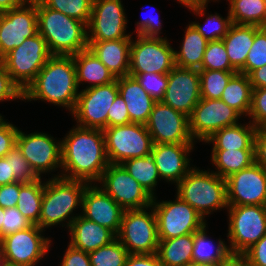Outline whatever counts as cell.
Segmentation results:
<instances>
[{
	"label": "cell",
	"instance_id": "obj_1",
	"mask_svg": "<svg viewBox=\"0 0 266 266\" xmlns=\"http://www.w3.org/2000/svg\"><path fill=\"white\" fill-rule=\"evenodd\" d=\"M109 161L102 129L73 126L61 139V177L97 183Z\"/></svg>",
	"mask_w": 266,
	"mask_h": 266
},
{
	"label": "cell",
	"instance_id": "obj_2",
	"mask_svg": "<svg viewBox=\"0 0 266 266\" xmlns=\"http://www.w3.org/2000/svg\"><path fill=\"white\" fill-rule=\"evenodd\" d=\"M79 91L73 56L52 55L23 92V101H46L71 114Z\"/></svg>",
	"mask_w": 266,
	"mask_h": 266
},
{
	"label": "cell",
	"instance_id": "obj_3",
	"mask_svg": "<svg viewBox=\"0 0 266 266\" xmlns=\"http://www.w3.org/2000/svg\"><path fill=\"white\" fill-rule=\"evenodd\" d=\"M44 180L46 181L37 226L45 231L58 225L69 230L73 220L81 214L75 213V209L80 208L82 211V198L89 183L62 177H48Z\"/></svg>",
	"mask_w": 266,
	"mask_h": 266
},
{
	"label": "cell",
	"instance_id": "obj_4",
	"mask_svg": "<svg viewBox=\"0 0 266 266\" xmlns=\"http://www.w3.org/2000/svg\"><path fill=\"white\" fill-rule=\"evenodd\" d=\"M38 33L46 41L51 55L73 56L88 48L87 24L37 0Z\"/></svg>",
	"mask_w": 266,
	"mask_h": 266
},
{
	"label": "cell",
	"instance_id": "obj_5",
	"mask_svg": "<svg viewBox=\"0 0 266 266\" xmlns=\"http://www.w3.org/2000/svg\"><path fill=\"white\" fill-rule=\"evenodd\" d=\"M176 194L189 203L205 221L218 210H227L226 179L208 170L194 168L176 185Z\"/></svg>",
	"mask_w": 266,
	"mask_h": 266
},
{
	"label": "cell",
	"instance_id": "obj_6",
	"mask_svg": "<svg viewBox=\"0 0 266 266\" xmlns=\"http://www.w3.org/2000/svg\"><path fill=\"white\" fill-rule=\"evenodd\" d=\"M50 54L46 41L38 33L7 53L0 62L22 92L35 80Z\"/></svg>",
	"mask_w": 266,
	"mask_h": 266
},
{
	"label": "cell",
	"instance_id": "obj_7",
	"mask_svg": "<svg viewBox=\"0 0 266 266\" xmlns=\"http://www.w3.org/2000/svg\"><path fill=\"white\" fill-rule=\"evenodd\" d=\"M227 241L231 253H244L266 234V206L228 205Z\"/></svg>",
	"mask_w": 266,
	"mask_h": 266
},
{
	"label": "cell",
	"instance_id": "obj_8",
	"mask_svg": "<svg viewBox=\"0 0 266 266\" xmlns=\"http://www.w3.org/2000/svg\"><path fill=\"white\" fill-rule=\"evenodd\" d=\"M116 236L129 254H155L159 236L152 205L141 209L125 210Z\"/></svg>",
	"mask_w": 266,
	"mask_h": 266
},
{
	"label": "cell",
	"instance_id": "obj_9",
	"mask_svg": "<svg viewBox=\"0 0 266 266\" xmlns=\"http://www.w3.org/2000/svg\"><path fill=\"white\" fill-rule=\"evenodd\" d=\"M131 41L129 74H168L175 67L174 48L167 37L137 35Z\"/></svg>",
	"mask_w": 266,
	"mask_h": 266
},
{
	"label": "cell",
	"instance_id": "obj_10",
	"mask_svg": "<svg viewBox=\"0 0 266 266\" xmlns=\"http://www.w3.org/2000/svg\"><path fill=\"white\" fill-rule=\"evenodd\" d=\"M105 150L109 163L151 155L153 142L144 124L130 123L103 129Z\"/></svg>",
	"mask_w": 266,
	"mask_h": 266
},
{
	"label": "cell",
	"instance_id": "obj_11",
	"mask_svg": "<svg viewBox=\"0 0 266 266\" xmlns=\"http://www.w3.org/2000/svg\"><path fill=\"white\" fill-rule=\"evenodd\" d=\"M172 200L153 198L152 207L156 215L159 239H170L195 233L202 229L207 221L177 194Z\"/></svg>",
	"mask_w": 266,
	"mask_h": 266
},
{
	"label": "cell",
	"instance_id": "obj_12",
	"mask_svg": "<svg viewBox=\"0 0 266 266\" xmlns=\"http://www.w3.org/2000/svg\"><path fill=\"white\" fill-rule=\"evenodd\" d=\"M32 224L24 230L1 238L2 259L10 265L38 266L52 247V238Z\"/></svg>",
	"mask_w": 266,
	"mask_h": 266
},
{
	"label": "cell",
	"instance_id": "obj_13",
	"mask_svg": "<svg viewBox=\"0 0 266 266\" xmlns=\"http://www.w3.org/2000/svg\"><path fill=\"white\" fill-rule=\"evenodd\" d=\"M16 145L40 178L51 172V178L61 177V139H55L48 132L28 134L19 129ZM58 170L57 174H53Z\"/></svg>",
	"mask_w": 266,
	"mask_h": 266
},
{
	"label": "cell",
	"instance_id": "obj_14",
	"mask_svg": "<svg viewBox=\"0 0 266 266\" xmlns=\"http://www.w3.org/2000/svg\"><path fill=\"white\" fill-rule=\"evenodd\" d=\"M83 88L71 113L75 123L85 128H107L109 109L119 94L117 79L106 85Z\"/></svg>",
	"mask_w": 266,
	"mask_h": 266
},
{
	"label": "cell",
	"instance_id": "obj_15",
	"mask_svg": "<svg viewBox=\"0 0 266 266\" xmlns=\"http://www.w3.org/2000/svg\"><path fill=\"white\" fill-rule=\"evenodd\" d=\"M38 34L37 0L0 13V60L11 50Z\"/></svg>",
	"mask_w": 266,
	"mask_h": 266
},
{
	"label": "cell",
	"instance_id": "obj_16",
	"mask_svg": "<svg viewBox=\"0 0 266 266\" xmlns=\"http://www.w3.org/2000/svg\"><path fill=\"white\" fill-rule=\"evenodd\" d=\"M243 118L221 99L201 98L189 117V131L196 142H204L216 131L235 125Z\"/></svg>",
	"mask_w": 266,
	"mask_h": 266
},
{
	"label": "cell",
	"instance_id": "obj_17",
	"mask_svg": "<svg viewBox=\"0 0 266 266\" xmlns=\"http://www.w3.org/2000/svg\"><path fill=\"white\" fill-rule=\"evenodd\" d=\"M97 183L124 210L141 209L152 205L153 197L121 164L109 163Z\"/></svg>",
	"mask_w": 266,
	"mask_h": 266
},
{
	"label": "cell",
	"instance_id": "obj_18",
	"mask_svg": "<svg viewBox=\"0 0 266 266\" xmlns=\"http://www.w3.org/2000/svg\"><path fill=\"white\" fill-rule=\"evenodd\" d=\"M153 144H196L189 131V117L156 101L145 124Z\"/></svg>",
	"mask_w": 266,
	"mask_h": 266
},
{
	"label": "cell",
	"instance_id": "obj_19",
	"mask_svg": "<svg viewBox=\"0 0 266 266\" xmlns=\"http://www.w3.org/2000/svg\"><path fill=\"white\" fill-rule=\"evenodd\" d=\"M122 0H93L87 25L88 40H119L132 38L127 33L128 19Z\"/></svg>",
	"mask_w": 266,
	"mask_h": 266
},
{
	"label": "cell",
	"instance_id": "obj_20",
	"mask_svg": "<svg viewBox=\"0 0 266 266\" xmlns=\"http://www.w3.org/2000/svg\"><path fill=\"white\" fill-rule=\"evenodd\" d=\"M228 205L266 206V169L253 163L226 178Z\"/></svg>",
	"mask_w": 266,
	"mask_h": 266
},
{
	"label": "cell",
	"instance_id": "obj_21",
	"mask_svg": "<svg viewBox=\"0 0 266 266\" xmlns=\"http://www.w3.org/2000/svg\"><path fill=\"white\" fill-rule=\"evenodd\" d=\"M201 99L199 70L175 66L168 73L163 103L190 117Z\"/></svg>",
	"mask_w": 266,
	"mask_h": 266
},
{
	"label": "cell",
	"instance_id": "obj_22",
	"mask_svg": "<svg viewBox=\"0 0 266 266\" xmlns=\"http://www.w3.org/2000/svg\"><path fill=\"white\" fill-rule=\"evenodd\" d=\"M124 211L97 183L87 185L82 198L83 217L112 230L117 235Z\"/></svg>",
	"mask_w": 266,
	"mask_h": 266
},
{
	"label": "cell",
	"instance_id": "obj_23",
	"mask_svg": "<svg viewBox=\"0 0 266 266\" xmlns=\"http://www.w3.org/2000/svg\"><path fill=\"white\" fill-rule=\"evenodd\" d=\"M195 144H153L151 156L162 181L175 186L194 168L190 153Z\"/></svg>",
	"mask_w": 266,
	"mask_h": 266
},
{
	"label": "cell",
	"instance_id": "obj_24",
	"mask_svg": "<svg viewBox=\"0 0 266 266\" xmlns=\"http://www.w3.org/2000/svg\"><path fill=\"white\" fill-rule=\"evenodd\" d=\"M68 232V243L87 253L108 245L117 238L112 230L86 219L81 214L73 220Z\"/></svg>",
	"mask_w": 266,
	"mask_h": 266
},
{
	"label": "cell",
	"instance_id": "obj_25",
	"mask_svg": "<svg viewBox=\"0 0 266 266\" xmlns=\"http://www.w3.org/2000/svg\"><path fill=\"white\" fill-rule=\"evenodd\" d=\"M132 38L119 40H88V48L109 69L115 78L129 74V56Z\"/></svg>",
	"mask_w": 266,
	"mask_h": 266
},
{
	"label": "cell",
	"instance_id": "obj_26",
	"mask_svg": "<svg viewBox=\"0 0 266 266\" xmlns=\"http://www.w3.org/2000/svg\"><path fill=\"white\" fill-rule=\"evenodd\" d=\"M119 94L127 105L131 123L146 124L155 100L130 75L116 78Z\"/></svg>",
	"mask_w": 266,
	"mask_h": 266
},
{
	"label": "cell",
	"instance_id": "obj_27",
	"mask_svg": "<svg viewBox=\"0 0 266 266\" xmlns=\"http://www.w3.org/2000/svg\"><path fill=\"white\" fill-rule=\"evenodd\" d=\"M76 69L78 88L84 84V89L94 86L106 85L116 80L109 69L89 49L82 50L73 55Z\"/></svg>",
	"mask_w": 266,
	"mask_h": 266
},
{
	"label": "cell",
	"instance_id": "obj_28",
	"mask_svg": "<svg viewBox=\"0 0 266 266\" xmlns=\"http://www.w3.org/2000/svg\"><path fill=\"white\" fill-rule=\"evenodd\" d=\"M257 127L248 123H237L216 131L204 143L212 144V150H254Z\"/></svg>",
	"mask_w": 266,
	"mask_h": 266
},
{
	"label": "cell",
	"instance_id": "obj_29",
	"mask_svg": "<svg viewBox=\"0 0 266 266\" xmlns=\"http://www.w3.org/2000/svg\"><path fill=\"white\" fill-rule=\"evenodd\" d=\"M259 28L254 25L232 23L227 34L222 39L230 64L237 72L245 66L247 55L254 42L255 32Z\"/></svg>",
	"mask_w": 266,
	"mask_h": 266
},
{
	"label": "cell",
	"instance_id": "obj_30",
	"mask_svg": "<svg viewBox=\"0 0 266 266\" xmlns=\"http://www.w3.org/2000/svg\"><path fill=\"white\" fill-rule=\"evenodd\" d=\"M183 36V41L178 47L180 50H174L175 66L201 70L208 40L191 23L185 28Z\"/></svg>",
	"mask_w": 266,
	"mask_h": 266
},
{
	"label": "cell",
	"instance_id": "obj_31",
	"mask_svg": "<svg viewBox=\"0 0 266 266\" xmlns=\"http://www.w3.org/2000/svg\"><path fill=\"white\" fill-rule=\"evenodd\" d=\"M193 243L194 233L170 239H159L156 254L162 266H186L193 261Z\"/></svg>",
	"mask_w": 266,
	"mask_h": 266
},
{
	"label": "cell",
	"instance_id": "obj_32",
	"mask_svg": "<svg viewBox=\"0 0 266 266\" xmlns=\"http://www.w3.org/2000/svg\"><path fill=\"white\" fill-rule=\"evenodd\" d=\"M208 224L194 233L192 259L195 262L219 264L231 252L225 239L212 240L208 235ZM215 241V242H214Z\"/></svg>",
	"mask_w": 266,
	"mask_h": 266
},
{
	"label": "cell",
	"instance_id": "obj_33",
	"mask_svg": "<svg viewBox=\"0 0 266 266\" xmlns=\"http://www.w3.org/2000/svg\"><path fill=\"white\" fill-rule=\"evenodd\" d=\"M210 161L219 177L226 179L255 162L254 150H211Z\"/></svg>",
	"mask_w": 266,
	"mask_h": 266
},
{
	"label": "cell",
	"instance_id": "obj_34",
	"mask_svg": "<svg viewBox=\"0 0 266 266\" xmlns=\"http://www.w3.org/2000/svg\"><path fill=\"white\" fill-rule=\"evenodd\" d=\"M220 99L246 118L250 112L252 99L249 77L240 72L235 73L230 78Z\"/></svg>",
	"mask_w": 266,
	"mask_h": 266
},
{
	"label": "cell",
	"instance_id": "obj_35",
	"mask_svg": "<svg viewBox=\"0 0 266 266\" xmlns=\"http://www.w3.org/2000/svg\"><path fill=\"white\" fill-rule=\"evenodd\" d=\"M219 2L220 0H206L205 2L201 3L199 6H195L190 8V13L192 12L193 15H197L200 18L201 17H206L205 23L201 24L199 21L195 20L194 22H189L191 23L198 32L208 41H213V40H220L223 39L224 36L227 34L230 26L232 25L231 17L229 14V11L227 13L226 18L222 17L221 14L219 13L215 14H209L206 13V9H208V4L211 2ZM197 21V22H196Z\"/></svg>",
	"mask_w": 266,
	"mask_h": 266
},
{
	"label": "cell",
	"instance_id": "obj_36",
	"mask_svg": "<svg viewBox=\"0 0 266 266\" xmlns=\"http://www.w3.org/2000/svg\"><path fill=\"white\" fill-rule=\"evenodd\" d=\"M226 1L232 23L266 27V0Z\"/></svg>",
	"mask_w": 266,
	"mask_h": 266
},
{
	"label": "cell",
	"instance_id": "obj_37",
	"mask_svg": "<svg viewBox=\"0 0 266 266\" xmlns=\"http://www.w3.org/2000/svg\"><path fill=\"white\" fill-rule=\"evenodd\" d=\"M124 169L154 198L159 181H162L151 155L123 161Z\"/></svg>",
	"mask_w": 266,
	"mask_h": 266
},
{
	"label": "cell",
	"instance_id": "obj_38",
	"mask_svg": "<svg viewBox=\"0 0 266 266\" xmlns=\"http://www.w3.org/2000/svg\"><path fill=\"white\" fill-rule=\"evenodd\" d=\"M40 178L36 182L25 183L18 196L16 207L32 224L37 225L41 212L42 199L44 194V183Z\"/></svg>",
	"mask_w": 266,
	"mask_h": 266
},
{
	"label": "cell",
	"instance_id": "obj_39",
	"mask_svg": "<svg viewBox=\"0 0 266 266\" xmlns=\"http://www.w3.org/2000/svg\"><path fill=\"white\" fill-rule=\"evenodd\" d=\"M237 72L199 70L201 98L220 99L230 78Z\"/></svg>",
	"mask_w": 266,
	"mask_h": 266
},
{
	"label": "cell",
	"instance_id": "obj_40",
	"mask_svg": "<svg viewBox=\"0 0 266 266\" xmlns=\"http://www.w3.org/2000/svg\"><path fill=\"white\" fill-rule=\"evenodd\" d=\"M88 254L91 266H125L129 256V252L117 238Z\"/></svg>",
	"mask_w": 266,
	"mask_h": 266
},
{
	"label": "cell",
	"instance_id": "obj_41",
	"mask_svg": "<svg viewBox=\"0 0 266 266\" xmlns=\"http://www.w3.org/2000/svg\"><path fill=\"white\" fill-rule=\"evenodd\" d=\"M46 7L89 24L93 0H40Z\"/></svg>",
	"mask_w": 266,
	"mask_h": 266
},
{
	"label": "cell",
	"instance_id": "obj_42",
	"mask_svg": "<svg viewBox=\"0 0 266 266\" xmlns=\"http://www.w3.org/2000/svg\"><path fill=\"white\" fill-rule=\"evenodd\" d=\"M201 69L237 72L230 64L222 39L208 41Z\"/></svg>",
	"mask_w": 266,
	"mask_h": 266
},
{
	"label": "cell",
	"instance_id": "obj_43",
	"mask_svg": "<svg viewBox=\"0 0 266 266\" xmlns=\"http://www.w3.org/2000/svg\"><path fill=\"white\" fill-rule=\"evenodd\" d=\"M266 65V27H260L247 55L245 66L239 71L247 76L255 69Z\"/></svg>",
	"mask_w": 266,
	"mask_h": 266
},
{
	"label": "cell",
	"instance_id": "obj_44",
	"mask_svg": "<svg viewBox=\"0 0 266 266\" xmlns=\"http://www.w3.org/2000/svg\"><path fill=\"white\" fill-rule=\"evenodd\" d=\"M6 157L11 161V173H14V177L18 181L31 183L40 179L17 145L11 149Z\"/></svg>",
	"mask_w": 266,
	"mask_h": 266
},
{
	"label": "cell",
	"instance_id": "obj_45",
	"mask_svg": "<svg viewBox=\"0 0 266 266\" xmlns=\"http://www.w3.org/2000/svg\"><path fill=\"white\" fill-rule=\"evenodd\" d=\"M130 76L135 77L142 88L155 101H161L164 98L168 84V74L144 73Z\"/></svg>",
	"mask_w": 266,
	"mask_h": 266
},
{
	"label": "cell",
	"instance_id": "obj_46",
	"mask_svg": "<svg viewBox=\"0 0 266 266\" xmlns=\"http://www.w3.org/2000/svg\"><path fill=\"white\" fill-rule=\"evenodd\" d=\"M247 117L257 128L266 122V87L252 88L251 108Z\"/></svg>",
	"mask_w": 266,
	"mask_h": 266
},
{
	"label": "cell",
	"instance_id": "obj_47",
	"mask_svg": "<svg viewBox=\"0 0 266 266\" xmlns=\"http://www.w3.org/2000/svg\"><path fill=\"white\" fill-rule=\"evenodd\" d=\"M32 223L23 216L17 207L4 209L2 222V237L27 229Z\"/></svg>",
	"mask_w": 266,
	"mask_h": 266
},
{
	"label": "cell",
	"instance_id": "obj_48",
	"mask_svg": "<svg viewBox=\"0 0 266 266\" xmlns=\"http://www.w3.org/2000/svg\"><path fill=\"white\" fill-rule=\"evenodd\" d=\"M23 101V92L13 82L11 76L6 72L5 67L0 62V102L3 101ZM0 115H2L0 113Z\"/></svg>",
	"mask_w": 266,
	"mask_h": 266
},
{
	"label": "cell",
	"instance_id": "obj_49",
	"mask_svg": "<svg viewBox=\"0 0 266 266\" xmlns=\"http://www.w3.org/2000/svg\"><path fill=\"white\" fill-rule=\"evenodd\" d=\"M18 130L16 125L6 121L4 116L0 115V158L5 157L16 145Z\"/></svg>",
	"mask_w": 266,
	"mask_h": 266
},
{
	"label": "cell",
	"instance_id": "obj_50",
	"mask_svg": "<svg viewBox=\"0 0 266 266\" xmlns=\"http://www.w3.org/2000/svg\"><path fill=\"white\" fill-rule=\"evenodd\" d=\"M127 105L120 94L117 95L108 112V127L130 124Z\"/></svg>",
	"mask_w": 266,
	"mask_h": 266
},
{
	"label": "cell",
	"instance_id": "obj_51",
	"mask_svg": "<svg viewBox=\"0 0 266 266\" xmlns=\"http://www.w3.org/2000/svg\"><path fill=\"white\" fill-rule=\"evenodd\" d=\"M162 20L159 16H153L148 14L144 18H140L136 25V35H142L145 37H163L161 36L162 31Z\"/></svg>",
	"mask_w": 266,
	"mask_h": 266
},
{
	"label": "cell",
	"instance_id": "obj_52",
	"mask_svg": "<svg viewBox=\"0 0 266 266\" xmlns=\"http://www.w3.org/2000/svg\"><path fill=\"white\" fill-rule=\"evenodd\" d=\"M59 266H91L89 254L68 243Z\"/></svg>",
	"mask_w": 266,
	"mask_h": 266
},
{
	"label": "cell",
	"instance_id": "obj_53",
	"mask_svg": "<svg viewBox=\"0 0 266 266\" xmlns=\"http://www.w3.org/2000/svg\"><path fill=\"white\" fill-rule=\"evenodd\" d=\"M24 184V182L17 181L0 186V207L3 209L16 207L20 188Z\"/></svg>",
	"mask_w": 266,
	"mask_h": 266
},
{
	"label": "cell",
	"instance_id": "obj_54",
	"mask_svg": "<svg viewBox=\"0 0 266 266\" xmlns=\"http://www.w3.org/2000/svg\"><path fill=\"white\" fill-rule=\"evenodd\" d=\"M243 254L251 266H266V234Z\"/></svg>",
	"mask_w": 266,
	"mask_h": 266
},
{
	"label": "cell",
	"instance_id": "obj_55",
	"mask_svg": "<svg viewBox=\"0 0 266 266\" xmlns=\"http://www.w3.org/2000/svg\"><path fill=\"white\" fill-rule=\"evenodd\" d=\"M255 163L266 169V133L257 129L254 139Z\"/></svg>",
	"mask_w": 266,
	"mask_h": 266
},
{
	"label": "cell",
	"instance_id": "obj_56",
	"mask_svg": "<svg viewBox=\"0 0 266 266\" xmlns=\"http://www.w3.org/2000/svg\"><path fill=\"white\" fill-rule=\"evenodd\" d=\"M125 266H162L157 254H129Z\"/></svg>",
	"mask_w": 266,
	"mask_h": 266
},
{
	"label": "cell",
	"instance_id": "obj_57",
	"mask_svg": "<svg viewBox=\"0 0 266 266\" xmlns=\"http://www.w3.org/2000/svg\"><path fill=\"white\" fill-rule=\"evenodd\" d=\"M11 173V161L5 156L0 158V186L17 182Z\"/></svg>",
	"mask_w": 266,
	"mask_h": 266
},
{
	"label": "cell",
	"instance_id": "obj_58",
	"mask_svg": "<svg viewBox=\"0 0 266 266\" xmlns=\"http://www.w3.org/2000/svg\"><path fill=\"white\" fill-rule=\"evenodd\" d=\"M218 266H251V264L244 254L230 253Z\"/></svg>",
	"mask_w": 266,
	"mask_h": 266
},
{
	"label": "cell",
	"instance_id": "obj_59",
	"mask_svg": "<svg viewBox=\"0 0 266 266\" xmlns=\"http://www.w3.org/2000/svg\"><path fill=\"white\" fill-rule=\"evenodd\" d=\"M249 80L252 88L266 87V65L261 68L253 70L249 75Z\"/></svg>",
	"mask_w": 266,
	"mask_h": 266
},
{
	"label": "cell",
	"instance_id": "obj_60",
	"mask_svg": "<svg viewBox=\"0 0 266 266\" xmlns=\"http://www.w3.org/2000/svg\"><path fill=\"white\" fill-rule=\"evenodd\" d=\"M26 0H0V13L21 6Z\"/></svg>",
	"mask_w": 266,
	"mask_h": 266
},
{
	"label": "cell",
	"instance_id": "obj_61",
	"mask_svg": "<svg viewBox=\"0 0 266 266\" xmlns=\"http://www.w3.org/2000/svg\"><path fill=\"white\" fill-rule=\"evenodd\" d=\"M177 3H180L182 6L184 5L185 8H192L195 6H199L201 3L205 2L206 0H176Z\"/></svg>",
	"mask_w": 266,
	"mask_h": 266
},
{
	"label": "cell",
	"instance_id": "obj_62",
	"mask_svg": "<svg viewBox=\"0 0 266 266\" xmlns=\"http://www.w3.org/2000/svg\"><path fill=\"white\" fill-rule=\"evenodd\" d=\"M186 266H218V265L217 264H210V263L192 261V262L188 263Z\"/></svg>",
	"mask_w": 266,
	"mask_h": 266
},
{
	"label": "cell",
	"instance_id": "obj_63",
	"mask_svg": "<svg viewBox=\"0 0 266 266\" xmlns=\"http://www.w3.org/2000/svg\"><path fill=\"white\" fill-rule=\"evenodd\" d=\"M4 219V209L0 207V238H2V222Z\"/></svg>",
	"mask_w": 266,
	"mask_h": 266
},
{
	"label": "cell",
	"instance_id": "obj_64",
	"mask_svg": "<svg viewBox=\"0 0 266 266\" xmlns=\"http://www.w3.org/2000/svg\"><path fill=\"white\" fill-rule=\"evenodd\" d=\"M8 263L3 260L2 258L0 259V266H6Z\"/></svg>",
	"mask_w": 266,
	"mask_h": 266
},
{
	"label": "cell",
	"instance_id": "obj_65",
	"mask_svg": "<svg viewBox=\"0 0 266 266\" xmlns=\"http://www.w3.org/2000/svg\"><path fill=\"white\" fill-rule=\"evenodd\" d=\"M260 129L266 133V122L260 127Z\"/></svg>",
	"mask_w": 266,
	"mask_h": 266
},
{
	"label": "cell",
	"instance_id": "obj_66",
	"mask_svg": "<svg viewBox=\"0 0 266 266\" xmlns=\"http://www.w3.org/2000/svg\"><path fill=\"white\" fill-rule=\"evenodd\" d=\"M2 258V252H1V238H0V259Z\"/></svg>",
	"mask_w": 266,
	"mask_h": 266
},
{
	"label": "cell",
	"instance_id": "obj_67",
	"mask_svg": "<svg viewBox=\"0 0 266 266\" xmlns=\"http://www.w3.org/2000/svg\"><path fill=\"white\" fill-rule=\"evenodd\" d=\"M6 266H20V265H10V264H7Z\"/></svg>",
	"mask_w": 266,
	"mask_h": 266
}]
</instances>
